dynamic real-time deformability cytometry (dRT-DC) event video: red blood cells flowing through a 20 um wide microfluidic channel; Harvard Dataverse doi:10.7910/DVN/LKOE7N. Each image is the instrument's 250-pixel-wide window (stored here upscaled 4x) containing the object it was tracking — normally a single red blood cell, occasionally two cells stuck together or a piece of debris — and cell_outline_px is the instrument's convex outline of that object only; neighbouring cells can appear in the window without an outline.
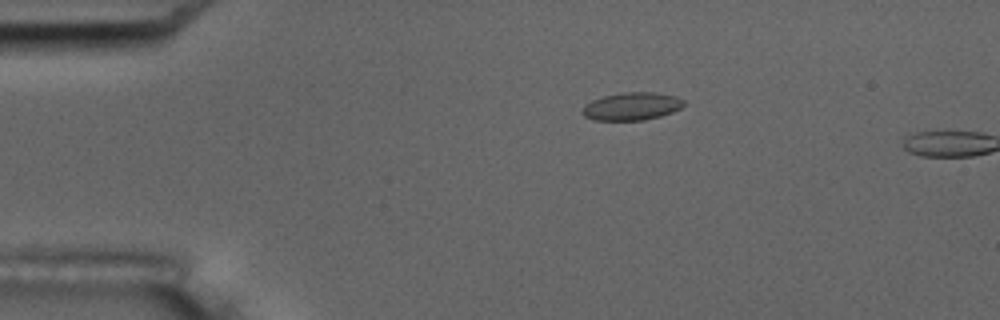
{"species": "common noctule bat (a hibernating species)", "species_latin": "Nyctalus noctula", "temperature_condition": "room temperature", "stored_images_in_passage": 2, "camera_frame_rate_fps": 3000, "um_per_image_px": 0.085, "animal": {"sex": "male", "body_mass_g": 17.5, "forearm_length_mm": 52.3}, "frame": {"image": 1, "passage_image": 1, "time_ms": 0.0, "image_size_px": [1000, 320], "cell_outline_px": [[684, 104], [680, 108], [672, 112], [660, 116], [644, 120], [592, 120], [584, 116], [580, 112], [584, 104], [592, 100], [604, 96], [620, 92], [656, 92], [676, 96], [684, 100]], "centroid_in_image_um": [53.67, 9.03], "position_along_channel_um": 31.3, "area_um2": 16.59}}